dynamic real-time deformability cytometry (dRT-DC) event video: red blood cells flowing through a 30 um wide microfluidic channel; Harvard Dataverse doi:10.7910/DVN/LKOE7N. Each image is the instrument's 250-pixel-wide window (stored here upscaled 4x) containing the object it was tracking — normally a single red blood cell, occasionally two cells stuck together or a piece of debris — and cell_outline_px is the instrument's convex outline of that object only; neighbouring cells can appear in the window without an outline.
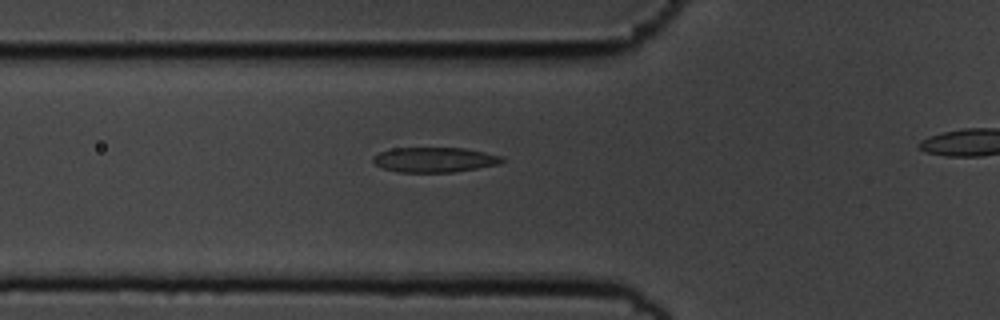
{"species": "common noctule bat (a hibernating species)", "species_latin": "Nyctalus noctula", "temperature_condition": "cold", "stored_images_in_passage": 40, "camera_frame_rate_fps": 3000, "um_per_image_px": 0.085, "animal": {"sex": "male", "body_mass_g": 19.5, "forearm_length_mm": 54.6}, "frame": {"image": 1, "passage_image": 11, "time_ms": 3.333, "image_size_px": [1000, 320], "cell_outline_px": [[504, 160], [500, 164], [452, 172], [400, 172], [380, 168], [372, 160], [372, 156], [380, 152], [392, 148], [464, 148], [504, 156]], "centroid_in_image_um": [36.92, 13.57], "position_along_channel_um": 88.9, "area_um2": 18.79}}
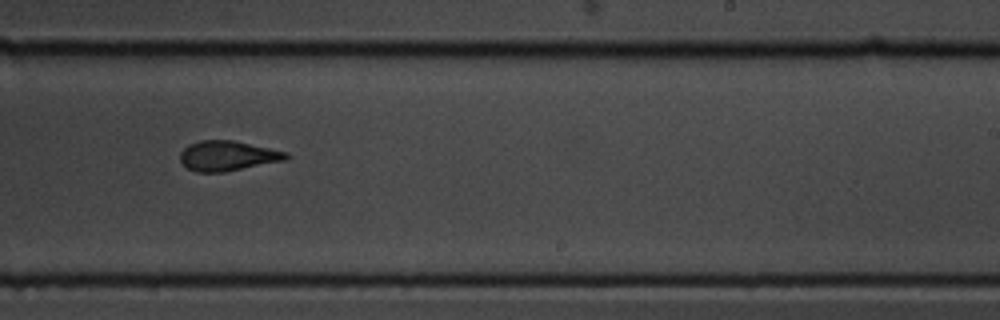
{"frame": {"image": 2, "passage_image": 26, "time_ms": 8.333, "image_size_px": [1000, 320], "cell_outline_px": [[292, 156], [284, 160], [224, 172], [196, 172], [188, 168], [180, 160], [180, 152], [188, 144], [200, 140], [232, 140], [288, 152]], "centroid_in_image_um": [19.34, 13.24], "position_along_channel_um": 269.7, "area_um2": 18.44}}
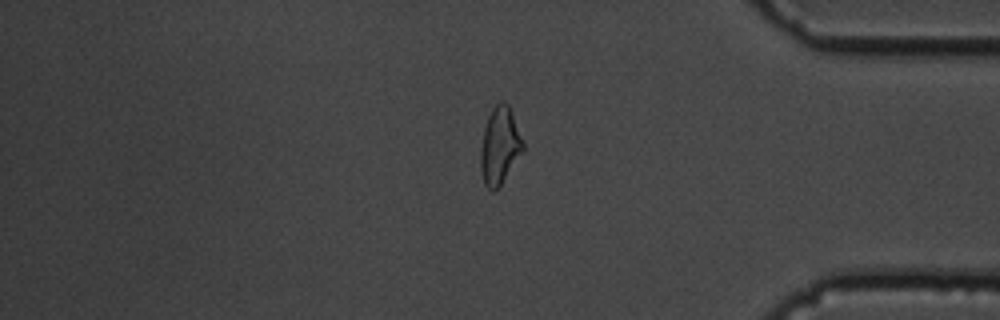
{"frame": {"image": 3, "passage_image": 38, "time_ms": 12.333, "image_size_px": [1000, 320], "cell_outline_px": [[524, 152], [500, 184], [492, 192], [484, 184], [480, 168], [480, 152], [484, 128], [488, 116], [492, 108], [500, 100], [504, 100], [508, 104], [524, 144]], "centroid_in_image_um": [42.47, 12.38], "position_along_channel_um": 392.7, "area_um2": 18.96}, "authors_computed_cell_mechanics": {"area_um2": 18.8717, "velocity_mm_per_s": 3.6106, "shape_relaxation_time_tau1_ms": 3.7865, "shape_relaxation_time_tau2_ms": 2.0155, "deformation_change_tau1": 0.148, "deformation_change_tau2": 0.0902}}